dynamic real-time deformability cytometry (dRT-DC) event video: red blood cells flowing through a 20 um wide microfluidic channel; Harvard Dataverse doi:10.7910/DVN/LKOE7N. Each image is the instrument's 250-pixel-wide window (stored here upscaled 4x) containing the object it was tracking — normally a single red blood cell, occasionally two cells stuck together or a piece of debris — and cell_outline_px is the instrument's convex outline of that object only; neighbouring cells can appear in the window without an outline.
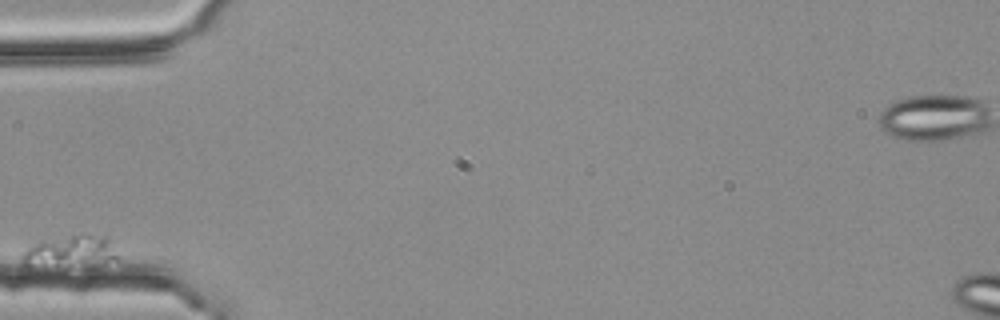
{"species": "common noctule bat (a hibernating species)", "species_latin": "Nyctalus noctula", "temperature_condition": "room temperature", "stored_images_in_passage": 1, "camera_frame_rate_fps": 3000, "um_per_image_px": 0.085, "animal": {"sex": "female", "body_mass_g": 25.1}, "frame": {"image": 1, "passage_image": 1, "time_ms": 0.0, "image_size_px": [1000, 320], "cell_outline_px": [[116, 260], [88, 264], [28, 268], [20, 260], [20, 256], [32, 244], [40, 240], [72, 236], [108, 236], [116, 256]], "centroid_in_image_um": [5.84, 21.4], "position_along_channel_um": 79.2, "area_um2": 17.28}}